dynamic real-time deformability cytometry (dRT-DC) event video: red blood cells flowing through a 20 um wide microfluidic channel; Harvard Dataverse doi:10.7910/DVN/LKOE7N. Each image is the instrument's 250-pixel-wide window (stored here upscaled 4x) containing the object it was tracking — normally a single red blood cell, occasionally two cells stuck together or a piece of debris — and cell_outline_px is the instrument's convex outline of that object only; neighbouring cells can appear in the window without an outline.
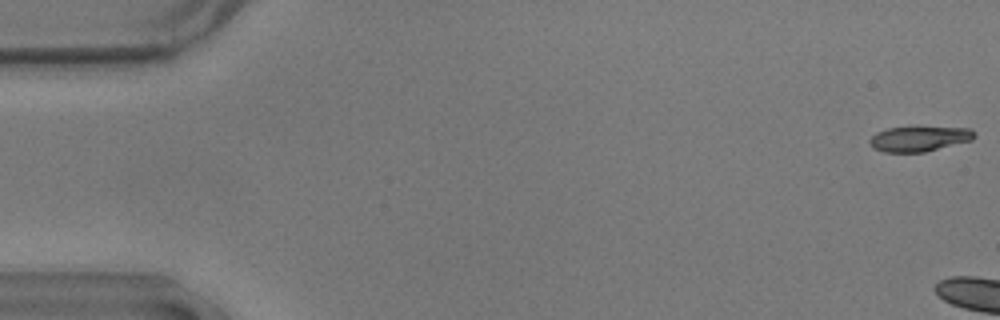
{"species": "common noctule bat (a hibernating species)", "species_latin": "Nyctalus noctula", "temperature_condition": "warm", "stored_images_in_passage": 8, "camera_frame_rate_fps": 3000, "um_per_image_px": 0.085, "animal": {"sex": "male", "body_mass_g": 17.9}, "frame": {"image": 1, "passage_image": 1, "time_ms": 0.0, "image_size_px": [1000, 320], "cell_outline_px": [[976, 136], [972, 140], [924, 152], [884, 152], [872, 148], [868, 140], [876, 132], [888, 128], [972, 128], [976, 132]], "centroid_in_image_um": [78.12, 11.81], "position_along_channel_um": 6.9, "area_um2": 15.14}}